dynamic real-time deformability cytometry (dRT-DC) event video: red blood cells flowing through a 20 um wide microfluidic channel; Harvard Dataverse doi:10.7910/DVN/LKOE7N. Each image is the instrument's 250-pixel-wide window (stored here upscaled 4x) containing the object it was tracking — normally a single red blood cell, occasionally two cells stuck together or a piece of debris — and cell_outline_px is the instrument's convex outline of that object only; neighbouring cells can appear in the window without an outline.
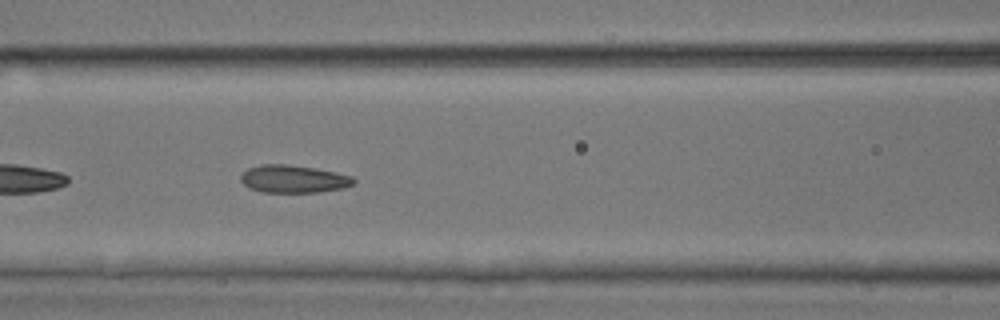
{"species": "common noctule bat (a hibernating species)", "species_latin": "Nyctalus noctula", "temperature_condition": "room temperature", "stored_images_in_passage": 32, "camera_frame_rate_fps": 3000, "um_per_image_px": 0.085, "animal": {"sex": "male", "body_mass_g": 17.9, "forearm_length_mm": 54.2}, "frame": {"image": 1, "passage_image": 23, "time_ms": 7.333, "image_size_px": [1000, 320], "cell_outline_px": [[356, 184], [344, 188], [320, 192], [260, 192], [248, 188], [240, 180], [240, 176], [248, 168], [260, 164], [284, 164], [316, 168], [336, 172], [352, 176], [356, 180]], "centroid_in_image_um": [24.96, 15.21], "position_along_channel_um": 141.6, "area_um2": 18.44}}